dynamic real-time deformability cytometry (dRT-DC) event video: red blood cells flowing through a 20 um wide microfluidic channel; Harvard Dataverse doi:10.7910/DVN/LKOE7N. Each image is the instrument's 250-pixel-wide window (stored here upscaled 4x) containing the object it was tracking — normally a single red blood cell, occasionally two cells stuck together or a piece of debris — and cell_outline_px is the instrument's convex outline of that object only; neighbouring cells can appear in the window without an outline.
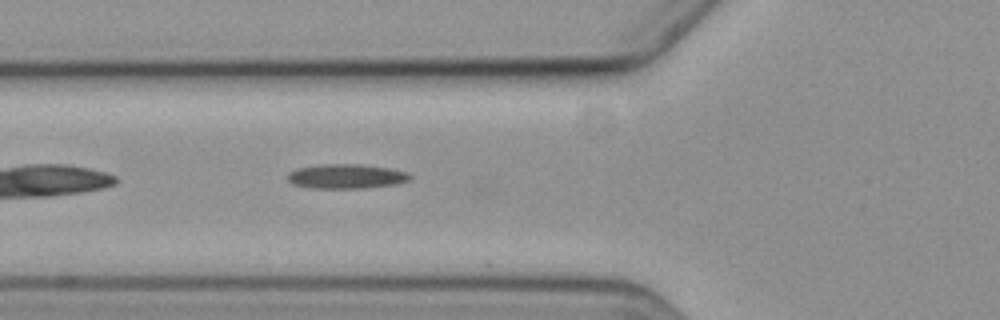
{"species": "common noctule bat (a hibernating species)", "species_latin": "Nyctalus noctula", "temperature_condition": "cold", "stored_images_in_passage": 3, "segment_of_instrument_passage": [1, 2], "camera_frame_rate_fps": 3000, "um_per_image_px": 0.085, "animal": {"sex": "female", "body_mass_g": 19.3, "forearm_length_mm": 54.1}, "frame": {"image": 1, "passage_image": 2, "time_ms": 1.0, "image_size_px": [1000, 320], "cell_outline_px": [[412, 180], [396, 184], [368, 188], [312, 188], [292, 184], [288, 180], [288, 172], [296, 168], [320, 164], [360, 164], [392, 168], [408, 172], [412, 176]], "centroid_in_image_um": [29.47, 14.98], "position_along_channel_um": 96.3, "area_um2": 17.8}}